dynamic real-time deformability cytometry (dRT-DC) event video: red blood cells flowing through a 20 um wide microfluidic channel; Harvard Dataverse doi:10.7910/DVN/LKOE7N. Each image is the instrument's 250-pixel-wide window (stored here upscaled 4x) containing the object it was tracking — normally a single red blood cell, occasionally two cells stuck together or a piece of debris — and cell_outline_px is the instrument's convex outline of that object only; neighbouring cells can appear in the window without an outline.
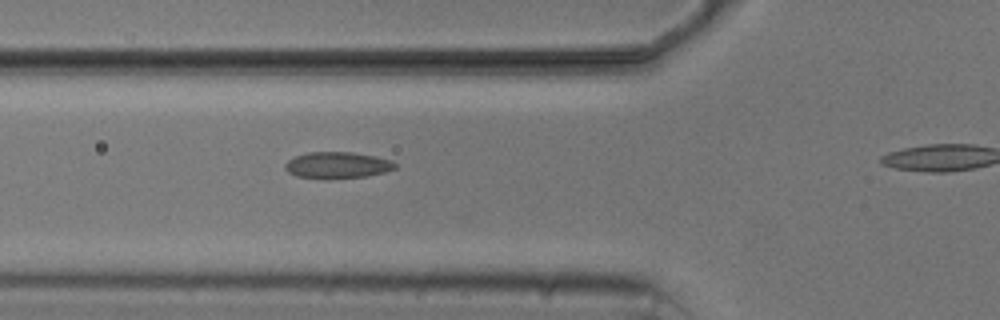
{"species": "common noctule bat (a hibernating species)", "species_latin": "Nyctalus noctula", "temperature_condition": "cold", "stored_images_in_passage": 4, "camera_frame_rate_fps": 3000, "um_per_image_px": 0.085, "animal": {"sex": "male", "body_mass_g": 20.5, "forearm_length_mm": 52.5}, "frame": {"image": 1, "passage_image": 2, "time_ms": 1.0, "image_size_px": [1000, 320], "cell_outline_px": [[396, 168], [384, 172], [368, 176], [328, 180], [296, 176], [288, 172], [284, 168], [284, 164], [288, 160], [296, 156], [308, 152], [352, 152], [376, 156], [392, 160], [396, 164]], "centroid_in_image_um": [28.67, 14.05], "position_along_channel_um": 97.1, "area_um2": 17.28}}
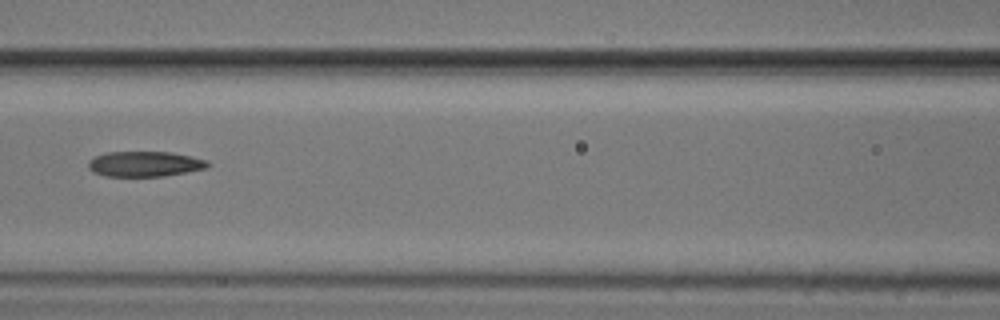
{"frame": {"image": 2, "passage_image": 4, "time_ms": 4.333, "image_size_px": [1000, 320], "cell_outline_px": [[212, 164], [208, 168], [164, 176], [104, 176], [92, 172], [88, 168], [88, 160], [104, 152], [172, 152], [192, 156], [208, 160]], "centroid_in_image_um": [12.32, 13.93], "position_along_channel_um": 154.3, "area_um2": 17.86}}